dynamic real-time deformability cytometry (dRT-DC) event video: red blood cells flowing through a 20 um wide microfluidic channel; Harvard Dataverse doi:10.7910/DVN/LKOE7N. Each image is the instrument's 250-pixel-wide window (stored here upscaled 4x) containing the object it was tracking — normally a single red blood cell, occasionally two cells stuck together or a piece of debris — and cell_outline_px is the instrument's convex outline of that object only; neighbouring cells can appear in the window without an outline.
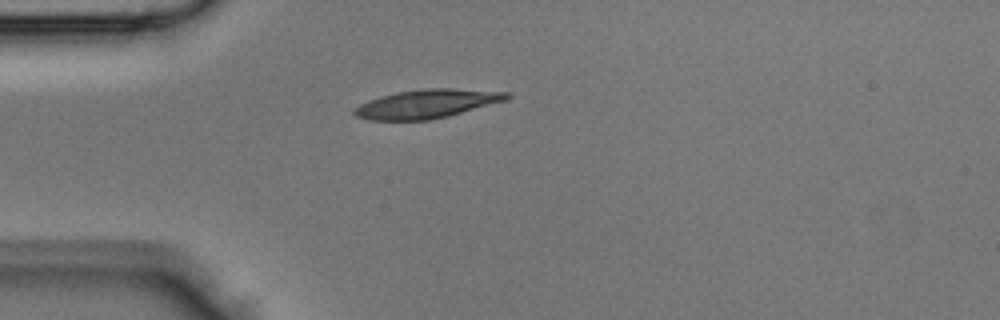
{"species": "Egyptian fruit bat (a non-hibernating species)", "species_latin": "Rousettus aegyptiacus", "temperature_condition": "room temperature", "stored_images_in_passage": 33, "camera_frame_rate_fps": 3000, "um_per_image_px": 0.085, "animal": {"sex": "male"}, "frame": {"image": 1, "passage_image": 1, "time_ms": 0.0, "image_size_px": [1000, 320], "cell_outline_px": [[512, 96], [508, 100], [448, 116], [428, 120], [372, 120], [356, 116], [352, 112], [352, 108], [360, 104], [380, 96], [396, 92], [428, 88], [448, 88], [508, 92]], "centroid_in_image_um": [36.3, 8.82], "position_along_channel_um": 48.7, "area_um2": 25.49}}
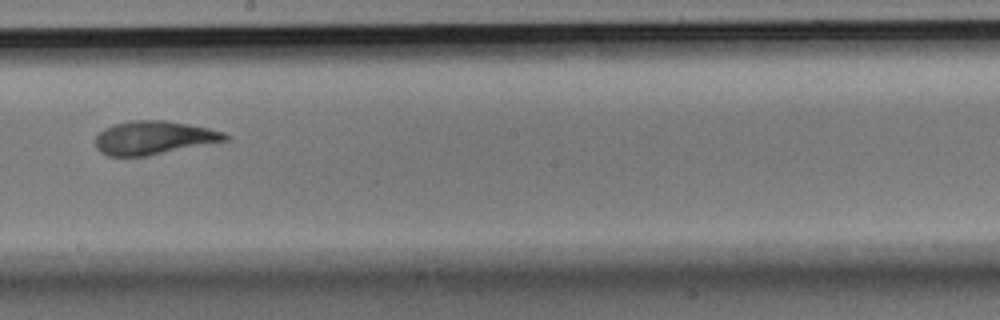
{"frame": {"image": 2, "passage_image": 14, "time_ms": 4.333, "image_size_px": [1000, 320], "cell_outline_px": [[228, 140], [148, 156], [108, 156], [100, 152], [96, 148], [96, 136], [104, 128], [112, 124], [132, 120], [164, 120], [188, 124], [208, 128], [224, 132], [228, 136]], "centroid_in_image_um": [13.04, 11.71], "position_along_channel_um": 235.2, "area_um2": 25.32}}
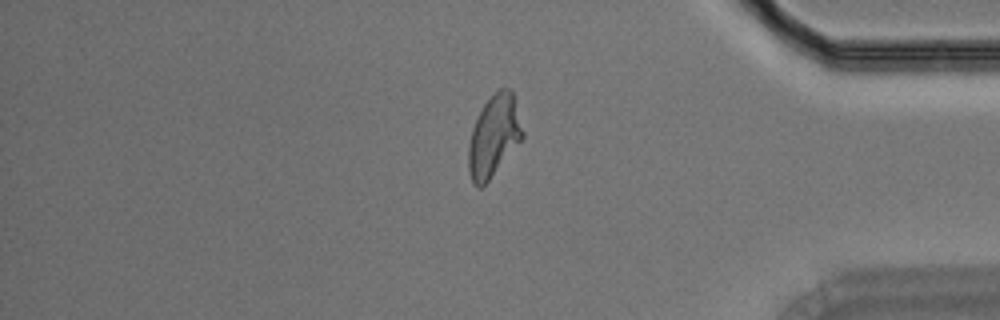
{"frame": {"image": 3, "passage_image": 26, "time_ms": 8.333, "image_size_px": [1000, 320], "cell_outline_px": [[524, 136], [488, 180], [480, 188], [476, 188], [468, 172], [468, 148], [472, 128], [484, 104], [500, 88], [512, 88], [524, 132]], "centroid_in_image_um": [41.98, 11.55], "position_along_channel_um": 393.2, "area_um2": 25.26}}